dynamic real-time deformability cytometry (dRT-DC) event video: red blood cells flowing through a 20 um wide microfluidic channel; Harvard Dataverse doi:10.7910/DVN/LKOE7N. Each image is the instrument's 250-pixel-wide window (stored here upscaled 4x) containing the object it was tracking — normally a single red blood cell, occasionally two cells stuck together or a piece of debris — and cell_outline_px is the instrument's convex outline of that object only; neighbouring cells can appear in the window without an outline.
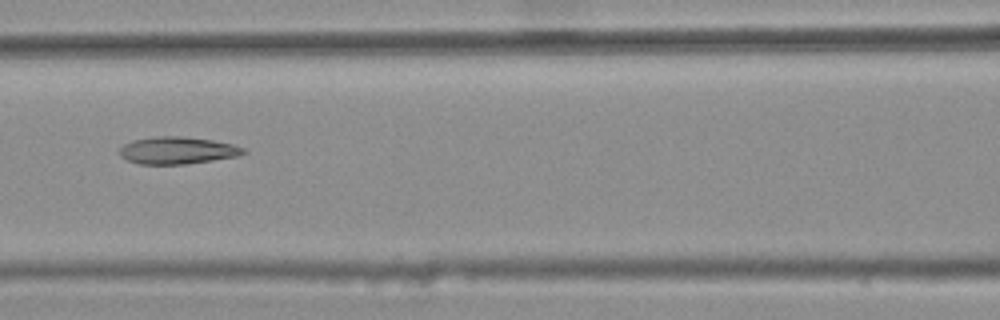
{"species": "common noctule bat (a hibernating species)", "species_latin": "Nyctalus noctula", "temperature_condition": "warm", "stored_images_in_passage": 8, "camera_frame_rate_fps": 3000, "um_per_image_px": 0.085, "animal": {"sex": "female", "body_mass_g": 25.1}, "frame": {"image": 1, "passage_image": 5, "time_ms": 1.333, "image_size_px": [1000, 320], "cell_outline_px": [[248, 152], [236, 156], [212, 160], [184, 164], [140, 164], [128, 160], [120, 156], [120, 148], [124, 144], [132, 140], [152, 136], [180, 136], [212, 140], [232, 144], [244, 148]], "centroid_in_image_um": [15.05, 12.77], "position_along_channel_um": 151.5, "area_um2": 19.54}}
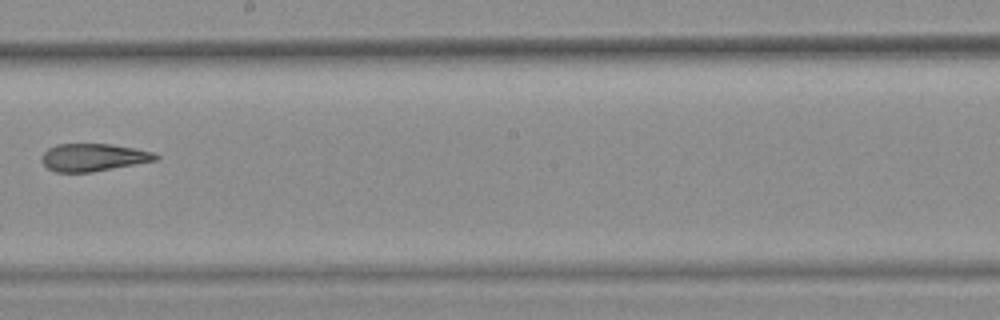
{"frame": {"image": 2, "passage_image": 7, "time_ms": 2.0, "image_size_px": [1000, 320], "cell_outline_px": [[160, 156], [156, 160], [92, 172], [56, 172], [48, 168], [40, 160], [40, 156], [48, 148], [56, 144], [112, 144], [136, 148], [152, 152]], "centroid_in_image_um": [7.9, 13.37], "position_along_channel_um": 240.3, "area_um2": 18.32}}
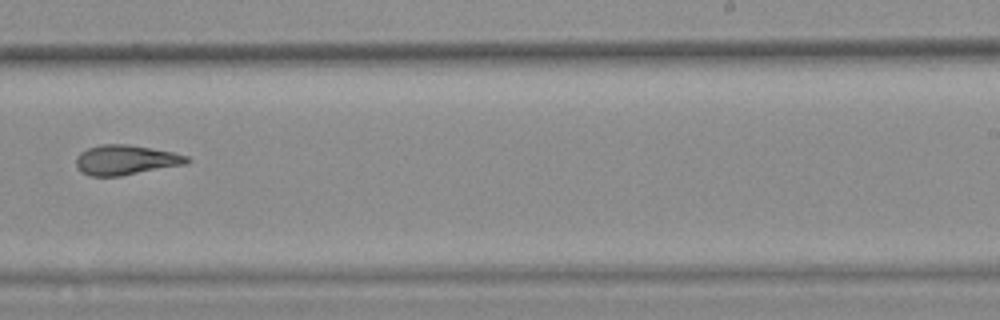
{"frame": {"image": 3, "passage_image": 8, "time_ms": 2.333, "image_size_px": [1000, 320], "cell_outline_px": [[192, 160], [184, 164], [120, 176], [88, 176], [76, 164], [76, 156], [80, 152], [88, 148], [100, 144], [128, 144], [152, 148], [172, 152], [188, 156]], "centroid_in_image_um": [10.68, 13.58], "position_along_channel_um": 278.3, "area_um2": 19.13}}